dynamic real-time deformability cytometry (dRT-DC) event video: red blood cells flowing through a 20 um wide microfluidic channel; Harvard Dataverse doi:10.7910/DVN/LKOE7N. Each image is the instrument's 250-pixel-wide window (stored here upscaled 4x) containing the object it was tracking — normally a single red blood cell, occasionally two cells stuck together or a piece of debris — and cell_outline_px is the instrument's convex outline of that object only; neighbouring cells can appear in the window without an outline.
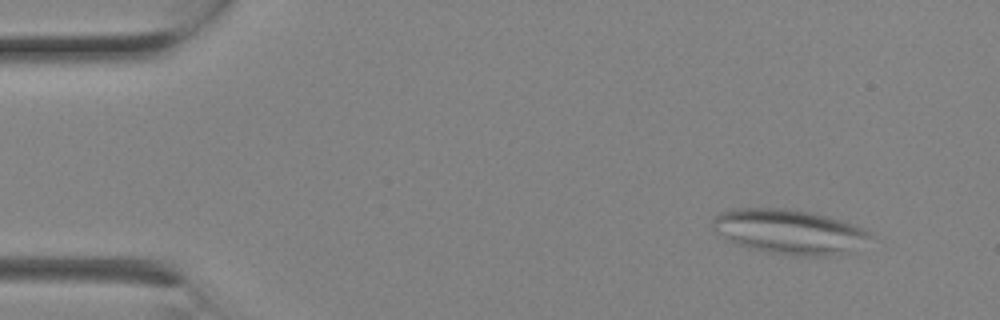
{"species": "Egyptian fruit bat (a non-hibernating species)", "species_latin": "Rousettus aegyptiacus", "temperature_condition": "room temperature", "stored_images_in_passage": 3, "camera_frame_rate_fps": 3000, "um_per_image_px": 0.085, "animal": {"sex": "female"}, "frame": {"image": 1, "passage_image": 1, "time_ms": 0.0, "image_size_px": [1000, 320], "cell_outline_px": [[872, 236], [848, 252], [828, 256], [792, 256], [768, 252], [748, 248], [728, 240], [716, 232], [712, 228], [712, 220], [720, 212], [732, 208], [784, 208], [808, 212], [828, 216], [864, 228]], "centroid_in_image_um": [67.03, 19.69], "position_along_channel_um": 18.0, "area_um2": 40.81}}